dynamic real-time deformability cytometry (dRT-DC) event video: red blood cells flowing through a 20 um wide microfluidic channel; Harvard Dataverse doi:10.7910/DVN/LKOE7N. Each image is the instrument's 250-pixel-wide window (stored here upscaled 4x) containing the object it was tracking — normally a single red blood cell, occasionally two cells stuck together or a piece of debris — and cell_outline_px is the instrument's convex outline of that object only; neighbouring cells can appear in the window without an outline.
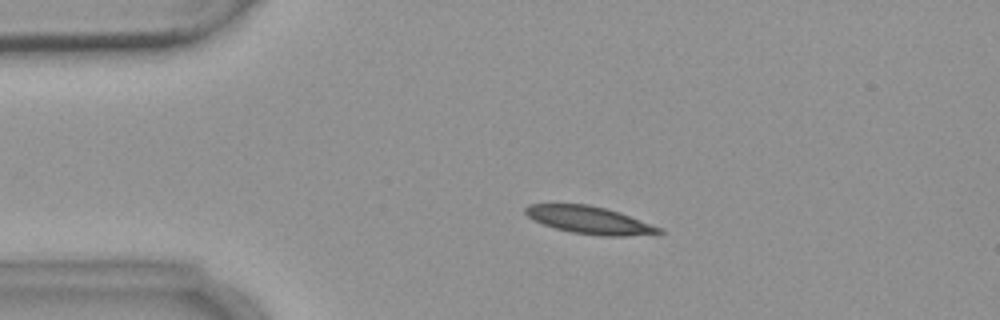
{"species": "common noctule bat (a hibernating species)", "species_latin": "Nyctalus noctula", "temperature_condition": "warm", "stored_images_in_passage": 4, "camera_frame_rate_fps": 3000, "um_per_image_px": 0.085, "animal": {"sex": "female", "body_mass_g": 18.4}, "frame": {"image": 1, "passage_image": 3, "time_ms": 2.333, "image_size_px": [1000, 320], "cell_outline_px": [[664, 232], [624, 236], [600, 236], [572, 232], [556, 228], [532, 220], [524, 212], [524, 208], [528, 204], [588, 204], [620, 212], [664, 228]], "centroid_in_image_um": [50.11, 18.7], "position_along_channel_um": 34.9, "area_um2": 21.39}}